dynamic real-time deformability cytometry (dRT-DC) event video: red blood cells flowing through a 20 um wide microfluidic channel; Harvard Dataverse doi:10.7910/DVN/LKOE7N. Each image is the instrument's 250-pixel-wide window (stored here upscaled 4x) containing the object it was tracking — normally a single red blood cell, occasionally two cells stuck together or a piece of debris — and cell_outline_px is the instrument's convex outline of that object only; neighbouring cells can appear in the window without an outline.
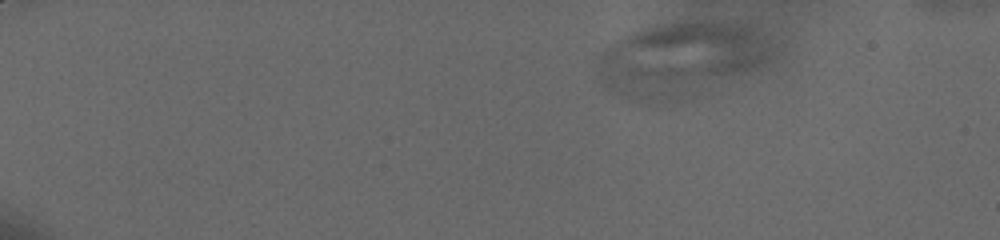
{"species": "human", "species_latin": "Homo sapiens", "temperature_condition": "cold", "stored_images_in_passage": 49, "camera_frame_rate_fps": 3000, "um_per_image_px": 0.085, "donor": {"sex": "male"}, "frame": {"image": 1, "passage_image": 6, "time_ms": 1.667, "image_size_px": [1000, 240], "cell_outline_px": [[768, 60], [764, 64], [756, 68], [640, 100], [624, 100], [608, 92], [604, 88], [600, 80], [596, 60], [600, 52], [608, 44], [632, 32], [648, 28], [668, 24], [712, 24], [748, 28], [764, 40], [768, 56]], "centroid_in_image_um": [57.53, 4.96], "position_along_channel_um": 27.5, "area_um2": 67.8}}